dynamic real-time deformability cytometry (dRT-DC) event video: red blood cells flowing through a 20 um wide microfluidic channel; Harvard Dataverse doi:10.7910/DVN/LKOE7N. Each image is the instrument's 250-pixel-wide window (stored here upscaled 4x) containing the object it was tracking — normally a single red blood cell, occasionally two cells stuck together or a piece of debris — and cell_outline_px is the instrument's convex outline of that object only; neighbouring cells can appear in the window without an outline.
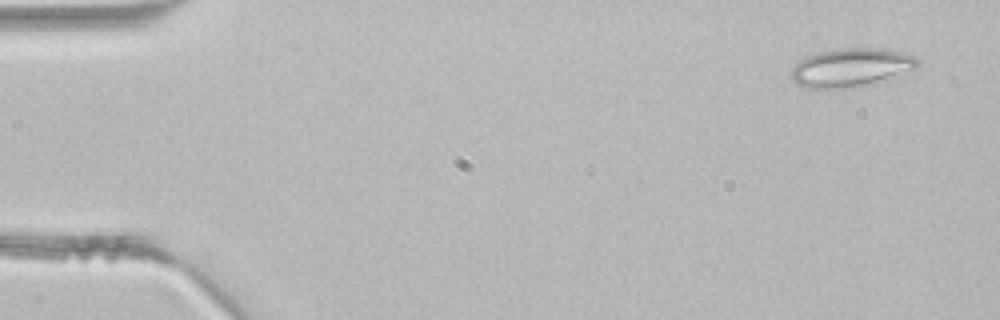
{"species": "common noctule bat (a hibernating species)", "species_latin": "Nyctalus noctula", "temperature_condition": "room temperature", "stored_images_in_passage": 4, "camera_frame_rate_fps": 3000, "um_per_image_px": 0.085, "animal": {"sex": "male", "body_mass_g": 21.5, "forearm_length_mm": 52.0}, "frame": {"image": 1, "passage_image": 1, "time_ms": 0.0, "image_size_px": [1000, 320], "cell_outline_px": [[920, 64], [916, 68], [904, 76], [892, 80], [876, 84], [852, 88], [808, 88], [796, 84], [792, 80], [792, 68], [804, 56], [820, 52], [848, 48], [888, 48], [916, 56], [920, 60]], "centroid_in_image_um": [72.47, 5.76], "position_along_channel_um": 12.5, "area_um2": 29.3}}